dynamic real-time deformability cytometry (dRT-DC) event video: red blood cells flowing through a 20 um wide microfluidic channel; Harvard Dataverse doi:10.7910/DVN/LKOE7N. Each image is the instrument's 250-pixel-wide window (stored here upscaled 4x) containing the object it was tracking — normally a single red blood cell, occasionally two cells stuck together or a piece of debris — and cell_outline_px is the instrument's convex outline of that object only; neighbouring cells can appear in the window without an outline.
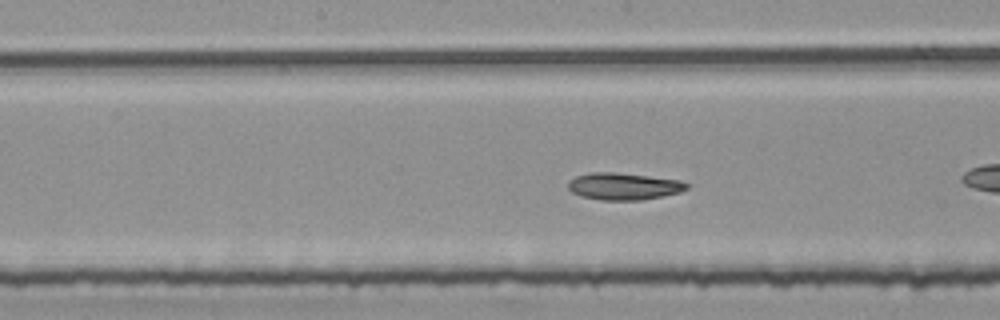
{"species": "common noctule bat (a hibernating species)", "species_latin": "Nyctalus noctula", "temperature_condition": "room temperature", "stored_images_in_passage": 36, "camera_frame_rate_fps": 3000, "um_per_image_px": 0.085, "animal": {"sex": "female", "body_mass_g": 25.1}, "frame": {"image": 1, "passage_image": 11, "time_ms": 3.333, "image_size_px": [1000, 320], "cell_outline_px": [[688, 188], [680, 192], [644, 200], [600, 200], [580, 196], [572, 192], [568, 188], [568, 180], [576, 176], [592, 172], [612, 172], [648, 176], [680, 180], [688, 184]], "centroid_in_image_um": [52.99, 15.84], "position_along_channel_um": 195.2, "area_um2": 18.67}}
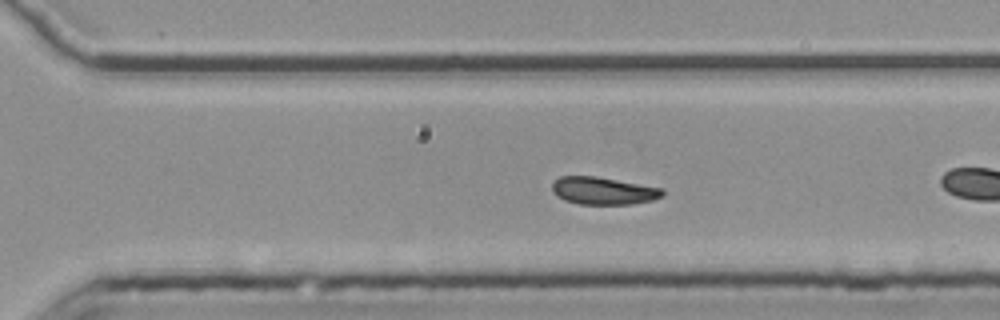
{"frame": {"image": 2, "passage_image": 21, "time_ms": 6.667, "image_size_px": [1000, 320], "cell_outline_px": [[664, 196], [652, 200], [632, 204], [580, 204], [564, 200], [556, 196], [552, 192], [552, 184], [560, 176], [596, 176], [664, 188]], "centroid_in_image_um": [51.29, 16.21], "position_along_channel_um": 319.3, "area_um2": 17.8}, "authors_computed_cell_mechanics": {"area_um2": 18.3804, "velocity_mm_per_s": 3.7463, "shape_relaxation_time_tau1_ms": 9.4698, "shape_relaxation_time_tau2_ms": null, "deformation_change_tau1": 0.157, "deformation_change_tau2": null}}